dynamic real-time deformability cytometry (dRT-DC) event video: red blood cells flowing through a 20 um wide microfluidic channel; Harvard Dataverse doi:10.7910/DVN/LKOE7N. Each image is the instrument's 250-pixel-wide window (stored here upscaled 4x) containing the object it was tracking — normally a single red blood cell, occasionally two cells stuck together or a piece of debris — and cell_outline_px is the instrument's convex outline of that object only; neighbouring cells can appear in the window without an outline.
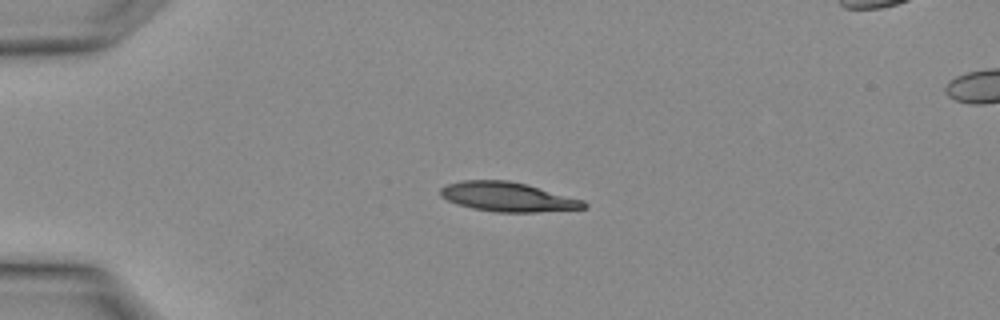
{"species": "Egyptian fruit bat (a non-hibernating species)", "species_latin": "Rousettus aegyptiacus", "temperature_condition": "warm", "stored_images_in_passage": 2, "camera_frame_rate_fps": 3000, "um_per_image_px": 0.085, "animal": {"sex": "female"}, "frame": {"image": 1, "passage_image": 1, "time_ms": 0.0, "image_size_px": [1000, 320], "cell_outline_px": [[588, 208], [536, 212], [496, 212], [472, 208], [456, 204], [440, 196], [440, 188], [448, 184], [464, 180], [508, 180], [528, 184], [584, 200], [588, 204]], "centroid_in_image_um": [43.19, 16.73], "position_along_channel_um": 41.8, "area_um2": 24.68}}